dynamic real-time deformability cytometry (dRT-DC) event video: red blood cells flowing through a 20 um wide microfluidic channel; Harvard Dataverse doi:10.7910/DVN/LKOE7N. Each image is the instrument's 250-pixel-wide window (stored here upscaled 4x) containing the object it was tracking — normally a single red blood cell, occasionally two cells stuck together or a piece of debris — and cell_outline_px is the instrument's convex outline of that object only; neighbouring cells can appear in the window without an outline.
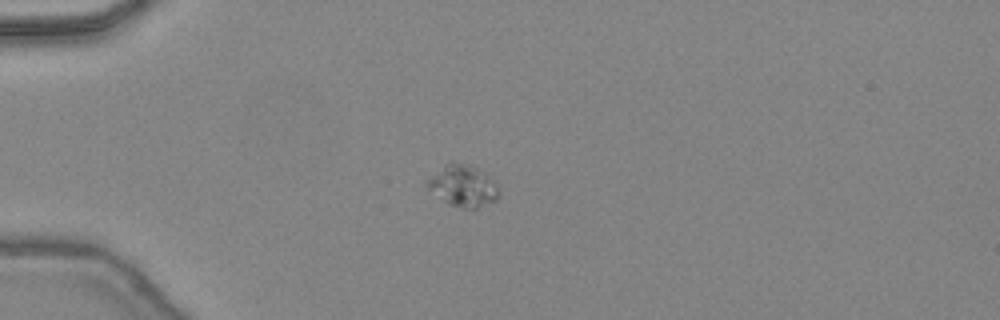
{"species": "common noctule bat (a hibernating species)", "species_latin": "Nyctalus noctula", "temperature_condition": "warm", "stored_images_in_passage": 32, "camera_frame_rate_fps": 3000, "um_per_image_px": 0.085, "animal": {"sex": "female", "body_mass_g": 24.6, "forearm_length_mm": 56.2}, "frame": {"image": 1, "passage_image": 7, "time_ms": 2.0, "image_size_px": [1000, 320], "cell_outline_px": [[496, 200], [476, 208], [464, 208], [448, 204], [428, 188], [424, 184], [424, 180], [448, 160], [452, 160], [468, 164], [484, 172], [488, 176], [496, 188]], "centroid_in_image_um": [39.24, 15.74], "position_along_channel_um": 45.8, "area_um2": 17.22}}
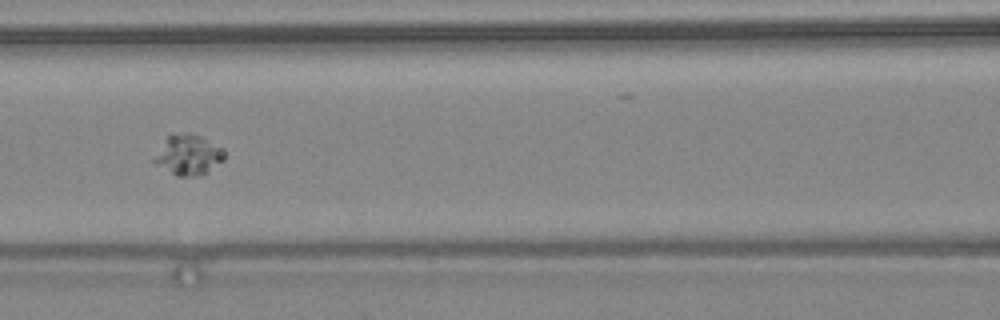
{"frame": {"image": 2, "passage_image": 16, "time_ms": 5.0, "image_size_px": [1000, 320], "cell_outline_px": [[224, 160], [204, 172], [196, 176], [176, 176], [152, 160], [168, 136], [172, 132], [200, 136], [224, 148]], "centroid_in_image_um": [16.02, 13.15], "position_along_channel_um": 150.6, "area_um2": 15.9}}
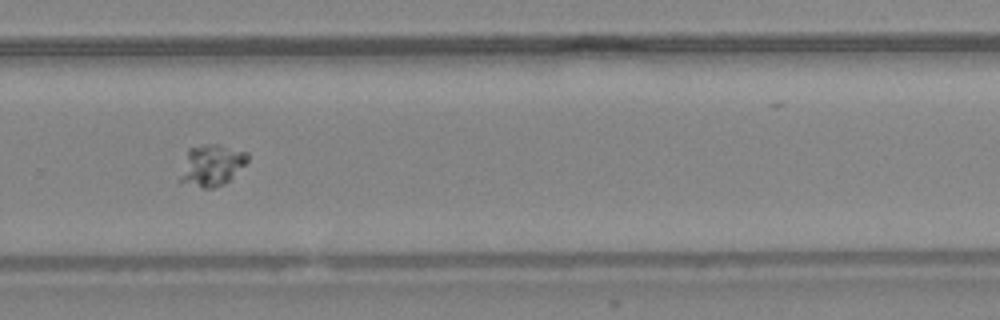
{"frame": {"image": 3, "passage_image": 27, "time_ms": 8.667, "image_size_px": [1000, 320], "cell_outline_px": [[248, 160], [224, 184], [212, 188], [204, 188], [180, 180], [188, 148], [208, 144], [216, 144], [248, 152]], "centroid_in_image_um": [18.01, 14.02], "position_along_channel_um": 311.8, "area_um2": 15.61}}